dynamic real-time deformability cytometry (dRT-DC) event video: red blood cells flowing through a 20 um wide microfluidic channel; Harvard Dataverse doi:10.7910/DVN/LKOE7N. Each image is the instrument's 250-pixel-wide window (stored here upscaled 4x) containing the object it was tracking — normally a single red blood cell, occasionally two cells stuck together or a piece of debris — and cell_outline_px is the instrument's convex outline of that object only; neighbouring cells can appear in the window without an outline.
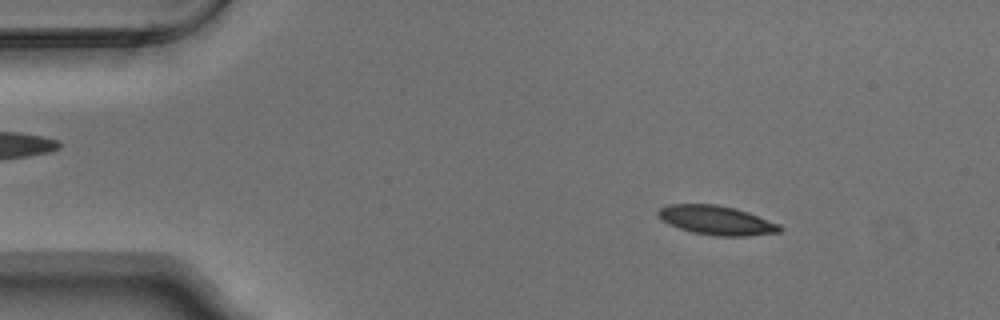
{"species": "Egyptian fruit bat (a non-hibernating species)", "species_latin": "Rousettus aegyptiacus", "temperature_condition": "warm", "stored_images_in_passage": 47, "camera_frame_rate_fps": 3000, "um_per_image_px": 0.085, "animal": {"sex": "male"}, "frame": {"image": 1, "passage_image": 1, "time_ms": 0.0, "image_size_px": [1000, 320], "cell_outline_px": [[784, 228], [780, 232], [748, 236], [716, 236], [692, 232], [668, 224], [656, 212], [660, 208], [668, 204], [716, 204], [736, 208], [748, 212], [780, 224]], "centroid_in_image_um": [60.94, 18.72], "position_along_channel_um": 24.1, "area_um2": 20.69}}
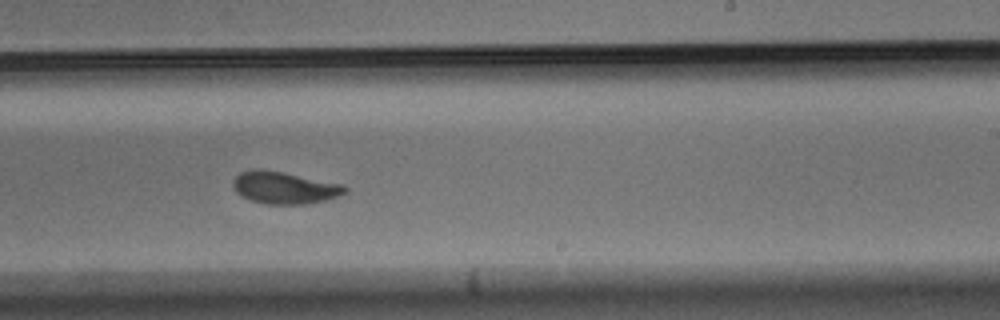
{"frame": {"image": 2, "passage_image": 26, "time_ms": 8.333, "image_size_px": [1000, 320], "cell_outline_px": [[348, 192], [324, 200], [304, 204], [264, 204], [252, 200], [236, 192], [232, 184], [232, 180], [240, 172], [252, 168], [264, 168], [344, 184], [348, 188]], "centroid_in_image_um": [24.16, 15.92], "position_along_channel_um": 264.8, "area_um2": 21.15}}
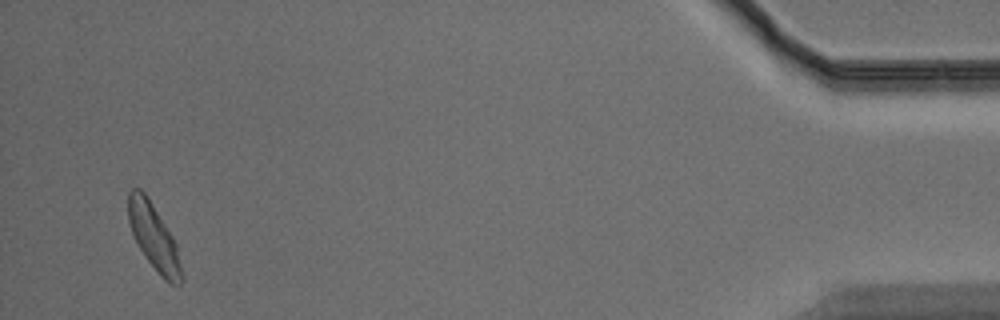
{"frame": {"image": 3, "passage_image": 45, "time_ms": 14.667, "image_size_px": [1000, 320], "cell_outline_px": [[184, 280], [180, 284], [168, 284], [160, 276], [144, 256], [132, 232], [128, 220], [128, 192], [132, 188], [140, 188], [144, 192], [152, 204], [172, 236], [176, 244]], "centroid_in_image_um": [13.08, 20.18], "position_along_channel_um": 422.1, "area_um2": 20.23}, "authors_computed_cell_mechanics": {"area_um2": 20.6924, "velocity_mm_per_s": 3.7425, "shape_relaxation_time_tau1_ms": 3.3024, "shape_relaxation_time_tau2_ms": 1.4401, "deformation_change_tau1": 0.1463, "deformation_change_tau2": 0.0708}}